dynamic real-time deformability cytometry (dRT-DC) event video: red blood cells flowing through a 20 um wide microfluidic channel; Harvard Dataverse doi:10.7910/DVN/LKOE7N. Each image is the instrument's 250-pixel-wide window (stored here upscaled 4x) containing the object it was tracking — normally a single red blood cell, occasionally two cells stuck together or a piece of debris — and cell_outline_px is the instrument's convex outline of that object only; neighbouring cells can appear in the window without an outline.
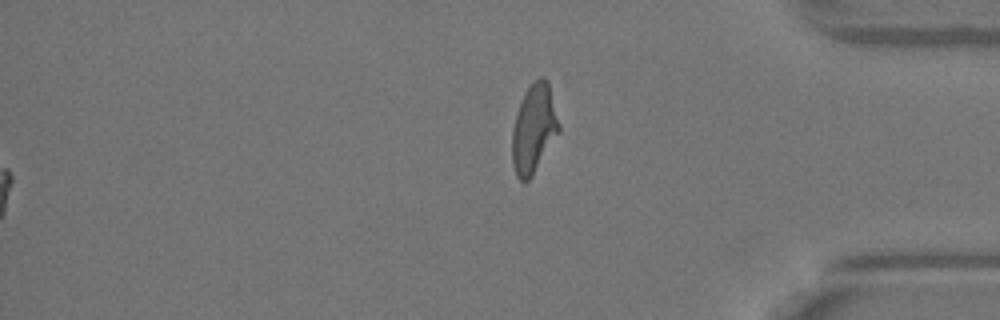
{"species": "Egyptian fruit bat (a non-hibernating species)", "species_latin": "Rousettus aegyptiacus", "temperature_condition": "warm", "stored_images_in_passage": 51, "segment_of_instrument_passage": [2, 2], "camera_frame_rate_fps": 3000, "um_per_image_px": 0.085, "animal": {"sex": "female"}, "frame": {"image": 1, "passage_image": 51, "time_ms": 16.667, "image_size_px": [1000, 320], "cell_outline_px": [[560, 132], [532, 176], [524, 184], [516, 176], [512, 164], [512, 132], [516, 112], [524, 92], [540, 76], [544, 76], [548, 80], [560, 124]], "centroid_in_image_um": [45.38, 10.95], "position_along_channel_um": 389.8, "area_um2": 24.45}}